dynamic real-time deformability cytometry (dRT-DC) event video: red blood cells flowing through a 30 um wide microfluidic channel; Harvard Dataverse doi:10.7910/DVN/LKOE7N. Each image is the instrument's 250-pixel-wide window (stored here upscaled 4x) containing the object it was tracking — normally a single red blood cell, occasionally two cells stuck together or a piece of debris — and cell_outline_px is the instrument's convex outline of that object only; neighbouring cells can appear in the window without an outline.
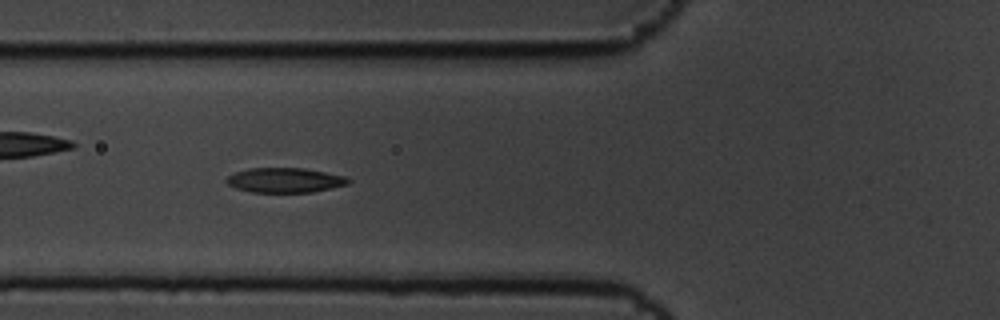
{"species": "common noctule bat (a hibernating species)", "species_latin": "Nyctalus noctula", "temperature_condition": "cold", "stored_images_in_passage": 59, "camera_frame_rate_fps": 3000, "um_per_image_px": 0.085, "animal": {"sex": "male", "body_mass_g": 19.5, "forearm_length_mm": 54.6}, "frame": {"image": 1, "passage_image": 22, "time_ms": 7.0, "image_size_px": [1000, 320], "cell_outline_px": [[352, 180], [348, 184], [332, 188], [312, 192], [252, 192], [236, 188], [228, 184], [224, 180], [228, 176], [236, 172], [248, 168], [304, 168], [344, 176]], "centroid_in_image_um": [24.21, 15.31], "position_along_channel_um": 101.6, "area_um2": 17.51}}
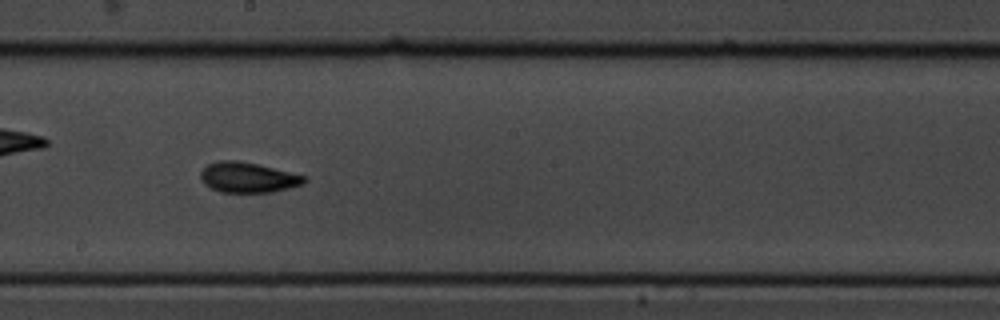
{"frame": {"image": 2, "passage_image": 33, "time_ms": 10.667, "image_size_px": [1000, 320], "cell_outline_px": [[308, 180], [300, 184], [288, 188], [272, 192], [220, 192], [204, 184], [200, 176], [200, 172], [208, 164], [220, 160], [236, 160], [256, 164], [308, 176]], "centroid_in_image_um": [21.07, 15.08], "position_along_channel_um": 227.1, "area_um2": 18.15}}
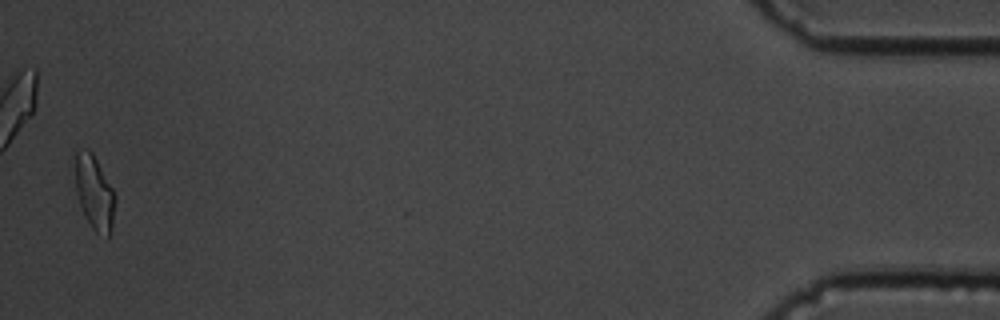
{"frame": {"image": 3, "passage_image": 58, "time_ms": 19.0, "image_size_px": [1000, 320], "cell_outline_px": [[116, 200], [112, 228], [108, 240], [96, 232], [92, 228], [84, 216], [76, 192], [76, 152], [80, 148], [88, 148], [92, 152], [112, 188], [116, 196]], "centroid_in_image_um": [8.05, 16.42], "position_along_channel_um": 427.2, "area_um2": 17.34}, "authors_computed_cell_mechanics": {"area_um2": 17.5134, "velocity_mm_per_s": 3.4248, "shape_relaxation_time_tau1_ms": 4.2018, "shape_relaxation_time_tau2_ms": 1.8271, "deformation_change_tau1": 0.1599, "deformation_change_tau2": 0.0648}}